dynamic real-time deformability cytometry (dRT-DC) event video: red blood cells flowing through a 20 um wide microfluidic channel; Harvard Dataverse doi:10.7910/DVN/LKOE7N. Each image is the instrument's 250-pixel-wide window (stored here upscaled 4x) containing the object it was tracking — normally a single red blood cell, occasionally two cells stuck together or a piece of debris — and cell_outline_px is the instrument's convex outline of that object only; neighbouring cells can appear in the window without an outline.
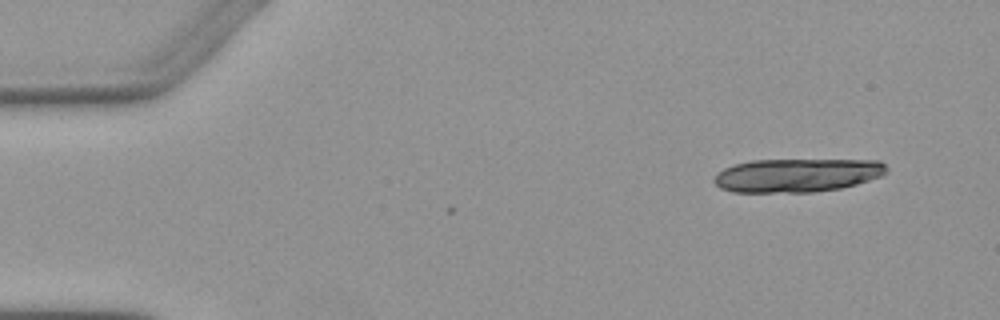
{"species": "Egyptian fruit bat (a non-hibernating species)", "species_latin": "Rousettus aegyptiacus", "temperature_condition": "warm", "stored_images_in_passage": 5, "camera_frame_rate_fps": 3000, "um_per_image_px": 0.085, "animal": {"sex": "female"}, "frame": {"image": 1, "passage_image": 1, "time_ms": 0.0, "image_size_px": [1000, 320], "cell_outline_px": [[888, 172], [880, 176], [856, 184], [840, 188], [812, 192], [732, 192], [720, 188], [712, 180], [724, 168], [736, 164], [752, 160], [880, 160], [888, 168]], "centroid_in_image_um": [67.76, 14.89], "position_along_channel_um": 17.2, "area_um2": 33.64}}